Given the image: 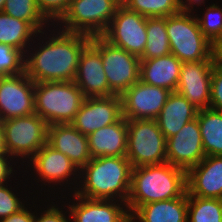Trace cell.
I'll return each instance as SVG.
<instances>
[{"mask_svg": "<svg viewBox=\"0 0 222 222\" xmlns=\"http://www.w3.org/2000/svg\"><path fill=\"white\" fill-rule=\"evenodd\" d=\"M52 27L40 31L39 39L35 37L39 42L34 39L25 53V73L34 83L74 81L80 54L91 41L90 36Z\"/></svg>", "mask_w": 222, "mask_h": 222, "instance_id": "1", "label": "cell"}, {"mask_svg": "<svg viewBox=\"0 0 222 222\" xmlns=\"http://www.w3.org/2000/svg\"><path fill=\"white\" fill-rule=\"evenodd\" d=\"M132 165L126 156L91 158L80 169L74 193L90 199L118 200L127 203Z\"/></svg>", "mask_w": 222, "mask_h": 222, "instance_id": "2", "label": "cell"}, {"mask_svg": "<svg viewBox=\"0 0 222 222\" xmlns=\"http://www.w3.org/2000/svg\"><path fill=\"white\" fill-rule=\"evenodd\" d=\"M186 191V171L182 168L167 162L132 168L129 214L146 203L178 198Z\"/></svg>", "mask_w": 222, "mask_h": 222, "instance_id": "3", "label": "cell"}, {"mask_svg": "<svg viewBox=\"0 0 222 222\" xmlns=\"http://www.w3.org/2000/svg\"><path fill=\"white\" fill-rule=\"evenodd\" d=\"M84 100L74 81L35 83V113L48 125L71 124Z\"/></svg>", "mask_w": 222, "mask_h": 222, "instance_id": "4", "label": "cell"}, {"mask_svg": "<svg viewBox=\"0 0 222 222\" xmlns=\"http://www.w3.org/2000/svg\"><path fill=\"white\" fill-rule=\"evenodd\" d=\"M171 54L181 62L214 60L213 45L203 35L193 12L180 11L166 17Z\"/></svg>", "mask_w": 222, "mask_h": 222, "instance_id": "5", "label": "cell"}, {"mask_svg": "<svg viewBox=\"0 0 222 222\" xmlns=\"http://www.w3.org/2000/svg\"><path fill=\"white\" fill-rule=\"evenodd\" d=\"M121 4V0H70L67 12L55 27L90 37L102 36Z\"/></svg>", "mask_w": 222, "mask_h": 222, "instance_id": "6", "label": "cell"}, {"mask_svg": "<svg viewBox=\"0 0 222 222\" xmlns=\"http://www.w3.org/2000/svg\"><path fill=\"white\" fill-rule=\"evenodd\" d=\"M26 163H29L27 164L28 166L26 167L32 169L30 170V172L33 171L30 175L34 177L36 174V176L34 177L35 184L42 187L44 185L45 186L47 185L48 188H50L48 190L46 189V191L44 190V194L45 192H50V190L51 192L48 194L46 193V195L49 196L52 192L54 194L55 193L54 190L58 188L62 189L60 190L61 192L65 191L66 193L67 188L64 189L65 187H68V191L70 190L69 192H67L68 194L75 192L78 186L77 180L80 179L79 178L80 170L65 154L55 150L48 143H46L43 147H41L36 152V154L29 160V162L27 161ZM39 182L41 183V185L37 184ZM51 183L53 184L51 185ZM53 185L61 187L55 188V186ZM63 185L64 188H62ZM73 185L75 186L72 187Z\"/></svg>", "mask_w": 222, "mask_h": 222, "instance_id": "7", "label": "cell"}, {"mask_svg": "<svg viewBox=\"0 0 222 222\" xmlns=\"http://www.w3.org/2000/svg\"><path fill=\"white\" fill-rule=\"evenodd\" d=\"M127 154L132 168L166 160V138L156 119L127 120Z\"/></svg>", "mask_w": 222, "mask_h": 222, "instance_id": "8", "label": "cell"}, {"mask_svg": "<svg viewBox=\"0 0 222 222\" xmlns=\"http://www.w3.org/2000/svg\"><path fill=\"white\" fill-rule=\"evenodd\" d=\"M2 123L6 151L18 161H29L47 143L48 124L36 113Z\"/></svg>", "mask_w": 222, "mask_h": 222, "instance_id": "9", "label": "cell"}, {"mask_svg": "<svg viewBox=\"0 0 222 222\" xmlns=\"http://www.w3.org/2000/svg\"><path fill=\"white\" fill-rule=\"evenodd\" d=\"M90 44L100 53L110 90L121 96L140 80V58L106 41L91 37Z\"/></svg>", "mask_w": 222, "mask_h": 222, "instance_id": "10", "label": "cell"}, {"mask_svg": "<svg viewBox=\"0 0 222 222\" xmlns=\"http://www.w3.org/2000/svg\"><path fill=\"white\" fill-rule=\"evenodd\" d=\"M146 23L147 17L121 4L102 37L140 58L147 41Z\"/></svg>", "mask_w": 222, "mask_h": 222, "instance_id": "11", "label": "cell"}, {"mask_svg": "<svg viewBox=\"0 0 222 222\" xmlns=\"http://www.w3.org/2000/svg\"><path fill=\"white\" fill-rule=\"evenodd\" d=\"M172 91L138 81L120 97L127 120L156 119Z\"/></svg>", "mask_w": 222, "mask_h": 222, "instance_id": "12", "label": "cell"}, {"mask_svg": "<svg viewBox=\"0 0 222 222\" xmlns=\"http://www.w3.org/2000/svg\"><path fill=\"white\" fill-rule=\"evenodd\" d=\"M35 83L26 73L0 77V115L4 120L35 113Z\"/></svg>", "mask_w": 222, "mask_h": 222, "instance_id": "13", "label": "cell"}, {"mask_svg": "<svg viewBox=\"0 0 222 222\" xmlns=\"http://www.w3.org/2000/svg\"><path fill=\"white\" fill-rule=\"evenodd\" d=\"M215 60L182 62L176 92L184 96L195 108H210L211 75Z\"/></svg>", "mask_w": 222, "mask_h": 222, "instance_id": "14", "label": "cell"}, {"mask_svg": "<svg viewBox=\"0 0 222 222\" xmlns=\"http://www.w3.org/2000/svg\"><path fill=\"white\" fill-rule=\"evenodd\" d=\"M205 157L197 118L186 123L178 133L166 139L167 163L186 172Z\"/></svg>", "mask_w": 222, "mask_h": 222, "instance_id": "15", "label": "cell"}, {"mask_svg": "<svg viewBox=\"0 0 222 222\" xmlns=\"http://www.w3.org/2000/svg\"><path fill=\"white\" fill-rule=\"evenodd\" d=\"M72 194H67L74 198L71 204L65 203L71 222H130V214L125 202L83 198L76 193Z\"/></svg>", "mask_w": 222, "mask_h": 222, "instance_id": "16", "label": "cell"}, {"mask_svg": "<svg viewBox=\"0 0 222 222\" xmlns=\"http://www.w3.org/2000/svg\"><path fill=\"white\" fill-rule=\"evenodd\" d=\"M122 101L119 95L85 98L71 123L84 135L117 122L122 117Z\"/></svg>", "mask_w": 222, "mask_h": 222, "instance_id": "17", "label": "cell"}, {"mask_svg": "<svg viewBox=\"0 0 222 222\" xmlns=\"http://www.w3.org/2000/svg\"><path fill=\"white\" fill-rule=\"evenodd\" d=\"M74 82L85 98L115 95L109 88L100 53L90 43L80 54Z\"/></svg>", "mask_w": 222, "mask_h": 222, "instance_id": "18", "label": "cell"}, {"mask_svg": "<svg viewBox=\"0 0 222 222\" xmlns=\"http://www.w3.org/2000/svg\"><path fill=\"white\" fill-rule=\"evenodd\" d=\"M187 195L222 199V155L206 156L186 172Z\"/></svg>", "mask_w": 222, "mask_h": 222, "instance_id": "19", "label": "cell"}, {"mask_svg": "<svg viewBox=\"0 0 222 222\" xmlns=\"http://www.w3.org/2000/svg\"><path fill=\"white\" fill-rule=\"evenodd\" d=\"M47 143L65 154L79 170L91 159L87 135L72 124L48 125Z\"/></svg>", "mask_w": 222, "mask_h": 222, "instance_id": "20", "label": "cell"}, {"mask_svg": "<svg viewBox=\"0 0 222 222\" xmlns=\"http://www.w3.org/2000/svg\"><path fill=\"white\" fill-rule=\"evenodd\" d=\"M127 134V119L123 116L117 122L90 133L87 137L91 158L126 156Z\"/></svg>", "mask_w": 222, "mask_h": 222, "instance_id": "21", "label": "cell"}, {"mask_svg": "<svg viewBox=\"0 0 222 222\" xmlns=\"http://www.w3.org/2000/svg\"><path fill=\"white\" fill-rule=\"evenodd\" d=\"M182 62L173 54L140 60V81L175 92Z\"/></svg>", "mask_w": 222, "mask_h": 222, "instance_id": "22", "label": "cell"}, {"mask_svg": "<svg viewBox=\"0 0 222 222\" xmlns=\"http://www.w3.org/2000/svg\"><path fill=\"white\" fill-rule=\"evenodd\" d=\"M187 191L178 198L146 203L131 216L130 222H187Z\"/></svg>", "mask_w": 222, "mask_h": 222, "instance_id": "23", "label": "cell"}, {"mask_svg": "<svg viewBox=\"0 0 222 222\" xmlns=\"http://www.w3.org/2000/svg\"><path fill=\"white\" fill-rule=\"evenodd\" d=\"M197 113L198 109L175 91L169 95L156 121L161 132L168 139L178 133L186 123L195 119Z\"/></svg>", "mask_w": 222, "mask_h": 222, "instance_id": "24", "label": "cell"}, {"mask_svg": "<svg viewBox=\"0 0 222 222\" xmlns=\"http://www.w3.org/2000/svg\"><path fill=\"white\" fill-rule=\"evenodd\" d=\"M38 33L29 22L0 12V43L13 46L25 54Z\"/></svg>", "mask_w": 222, "mask_h": 222, "instance_id": "25", "label": "cell"}, {"mask_svg": "<svg viewBox=\"0 0 222 222\" xmlns=\"http://www.w3.org/2000/svg\"><path fill=\"white\" fill-rule=\"evenodd\" d=\"M197 120L206 156L222 155V111L212 108L198 110Z\"/></svg>", "mask_w": 222, "mask_h": 222, "instance_id": "26", "label": "cell"}, {"mask_svg": "<svg viewBox=\"0 0 222 222\" xmlns=\"http://www.w3.org/2000/svg\"><path fill=\"white\" fill-rule=\"evenodd\" d=\"M147 41L140 60H147L171 54L166 31V17H147Z\"/></svg>", "mask_w": 222, "mask_h": 222, "instance_id": "27", "label": "cell"}, {"mask_svg": "<svg viewBox=\"0 0 222 222\" xmlns=\"http://www.w3.org/2000/svg\"><path fill=\"white\" fill-rule=\"evenodd\" d=\"M2 12L29 22L38 32L53 26L39 10L36 0H5Z\"/></svg>", "mask_w": 222, "mask_h": 222, "instance_id": "28", "label": "cell"}, {"mask_svg": "<svg viewBox=\"0 0 222 222\" xmlns=\"http://www.w3.org/2000/svg\"><path fill=\"white\" fill-rule=\"evenodd\" d=\"M187 222H222V199L188 196Z\"/></svg>", "mask_w": 222, "mask_h": 222, "instance_id": "29", "label": "cell"}, {"mask_svg": "<svg viewBox=\"0 0 222 222\" xmlns=\"http://www.w3.org/2000/svg\"><path fill=\"white\" fill-rule=\"evenodd\" d=\"M127 9L145 17H168L181 11L179 0H121Z\"/></svg>", "mask_w": 222, "mask_h": 222, "instance_id": "30", "label": "cell"}, {"mask_svg": "<svg viewBox=\"0 0 222 222\" xmlns=\"http://www.w3.org/2000/svg\"><path fill=\"white\" fill-rule=\"evenodd\" d=\"M212 3L209 6L207 5L205 9L203 7V10L206 11H200L204 12L202 16L200 14H195V16L201 32L214 45L222 36V6Z\"/></svg>", "mask_w": 222, "mask_h": 222, "instance_id": "31", "label": "cell"}, {"mask_svg": "<svg viewBox=\"0 0 222 222\" xmlns=\"http://www.w3.org/2000/svg\"><path fill=\"white\" fill-rule=\"evenodd\" d=\"M25 72V54L8 44L0 43V77Z\"/></svg>", "mask_w": 222, "mask_h": 222, "instance_id": "32", "label": "cell"}, {"mask_svg": "<svg viewBox=\"0 0 222 222\" xmlns=\"http://www.w3.org/2000/svg\"><path fill=\"white\" fill-rule=\"evenodd\" d=\"M61 196L60 198L62 199V202L64 203V204H61V208L58 204H54L55 202H51L52 203L51 204L50 203L51 200H49V198L47 197V200L44 199V202L46 201L48 202L47 207L46 205H43L45 206V208L43 207L42 208L43 210L40 213H37L38 204L36 206V203H35L36 201L34 202L32 201L33 207L36 208L34 211V222H71L69 210L65 209L66 208L65 202L63 201V198L64 200L65 198L67 199V197H63V196H66V194L65 195L61 194ZM64 209L66 211H64Z\"/></svg>", "mask_w": 222, "mask_h": 222, "instance_id": "33", "label": "cell"}, {"mask_svg": "<svg viewBox=\"0 0 222 222\" xmlns=\"http://www.w3.org/2000/svg\"><path fill=\"white\" fill-rule=\"evenodd\" d=\"M9 182H6L4 184L0 185V219L6 218L16 212H18L20 209H22L25 205L29 206L30 203L27 204V201H24L23 198H18V193H14V188L8 184ZM6 184V185H5ZM9 185V187H8ZM13 189V190H12ZM23 199V200H22ZM22 200V201H21ZM26 203V204H25Z\"/></svg>", "mask_w": 222, "mask_h": 222, "instance_id": "34", "label": "cell"}, {"mask_svg": "<svg viewBox=\"0 0 222 222\" xmlns=\"http://www.w3.org/2000/svg\"><path fill=\"white\" fill-rule=\"evenodd\" d=\"M43 16L55 25L67 12L70 0H36Z\"/></svg>", "mask_w": 222, "mask_h": 222, "instance_id": "35", "label": "cell"}, {"mask_svg": "<svg viewBox=\"0 0 222 222\" xmlns=\"http://www.w3.org/2000/svg\"><path fill=\"white\" fill-rule=\"evenodd\" d=\"M210 108L222 111V64L215 62L211 75Z\"/></svg>", "mask_w": 222, "mask_h": 222, "instance_id": "36", "label": "cell"}, {"mask_svg": "<svg viewBox=\"0 0 222 222\" xmlns=\"http://www.w3.org/2000/svg\"><path fill=\"white\" fill-rule=\"evenodd\" d=\"M14 160L15 159H13V157L8 153L0 154V185L8 182L17 172V170H14V166H17V163L19 162H15Z\"/></svg>", "mask_w": 222, "mask_h": 222, "instance_id": "37", "label": "cell"}, {"mask_svg": "<svg viewBox=\"0 0 222 222\" xmlns=\"http://www.w3.org/2000/svg\"><path fill=\"white\" fill-rule=\"evenodd\" d=\"M32 206L28 208L24 206L18 212L0 219V222H34V212L30 209Z\"/></svg>", "mask_w": 222, "mask_h": 222, "instance_id": "38", "label": "cell"}, {"mask_svg": "<svg viewBox=\"0 0 222 222\" xmlns=\"http://www.w3.org/2000/svg\"><path fill=\"white\" fill-rule=\"evenodd\" d=\"M206 0H179L180 4V9L183 12H195L194 8L195 6H200L203 4L204 6L206 5L205 2ZM195 5V6H194Z\"/></svg>", "mask_w": 222, "mask_h": 222, "instance_id": "39", "label": "cell"}, {"mask_svg": "<svg viewBox=\"0 0 222 222\" xmlns=\"http://www.w3.org/2000/svg\"><path fill=\"white\" fill-rule=\"evenodd\" d=\"M213 57L215 62L222 64V36L213 45Z\"/></svg>", "mask_w": 222, "mask_h": 222, "instance_id": "40", "label": "cell"}, {"mask_svg": "<svg viewBox=\"0 0 222 222\" xmlns=\"http://www.w3.org/2000/svg\"><path fill=\"white\" fill-rule=\"evenodd\" d=\"M5 153H7V151L5 148L3 123H0V154H5Z\"/></svg>", "mask_w": 222, "mask_h": 222, "instance_id": "41", "label": "cell"}, {"mask_svg": "<svg viewBox=\"0 0 222 222\" xmlns=\"http://www.w3.org/2000/svg\"><path fill=\"white\" fill-rule=\"evenodd\" d=\"M5 0H0V12H2Z\"/></svg>", "mask_w": 222, "mask_h": 222, "instance_id": "42", "label": "cell"}, {"mask_svg": "<svg viewBox=\"0 0 222 222\" xmlns=\"http://www.w3.org/2000/svg\"><path fill=\"white\" fill-rule=\"evenodd\" d=\"M3 122V119H2V117H1V115H0V123H2Z\"/></svg>", "mask_w": 222, "mask_h": 222, "instance_id": "43", "label": "cell"}]
</instances>
